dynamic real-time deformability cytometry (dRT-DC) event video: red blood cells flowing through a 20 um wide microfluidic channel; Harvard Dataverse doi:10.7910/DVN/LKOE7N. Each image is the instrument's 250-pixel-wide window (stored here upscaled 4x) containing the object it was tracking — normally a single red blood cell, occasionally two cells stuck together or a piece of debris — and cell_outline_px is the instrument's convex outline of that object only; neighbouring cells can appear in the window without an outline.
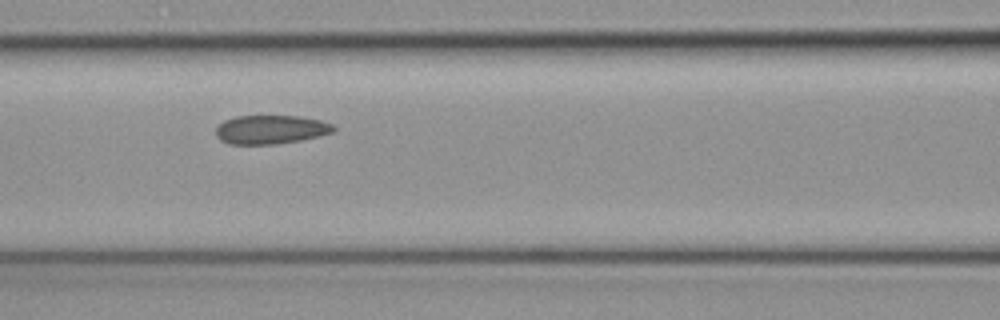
{"species": "common noctule bat (a hibernating species)", "species_latin": "Nyctalus noctula", "temperature_condition": "cold", "stored_images_in_passage": 9, "segment_of_instrument_passage": [1, 2], "camera_frame_rate_fps": 3000, "um_per_image_px": 0.085, "animal": {"sex": "female", "body_mass_g": 19.3, "forearm_length_mm": 54.1}, "frame": {"image": 1, "passage_image": 6, "time_ms": 1.667, "image_size_px": [1000, 320], "cell_outline_px": [[336, 132], [320, 136], [300, 140], [276, 144], [228, 144], [220, 140], [216, 136], [216, 128], [224, 120], [236, 116], [300, 116], [320, 120], [332, 124], [336, 128]], "centroid_in_image_um": [23.03, 11.01], "position_along_channel_um": 143.6, "area_um2": 19.88}}
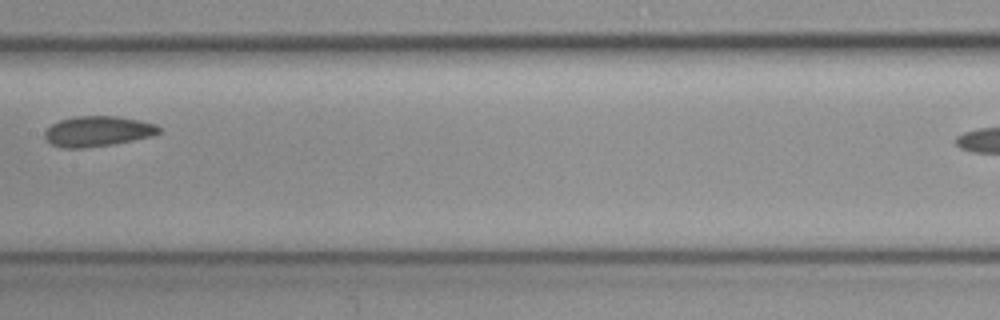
{"frame": {"image": 2, "passage_image": 7, "time_ms": 2.0, "image_size_px": [1000, 320], "cell_outline_px": [[160, 132], [152, 136], [112, 144], [80, 148], [64, 148], [52, 144], [44, 136], [44, 132], [52, 124], [60, 120], [72, 116], [120, 116], [140, 120], [156, 124], [160, 128]], "centroid_in_image_um": [8.31, 11.14], "position_along_channel_um": 199.1, "area_um2": 20.11}}
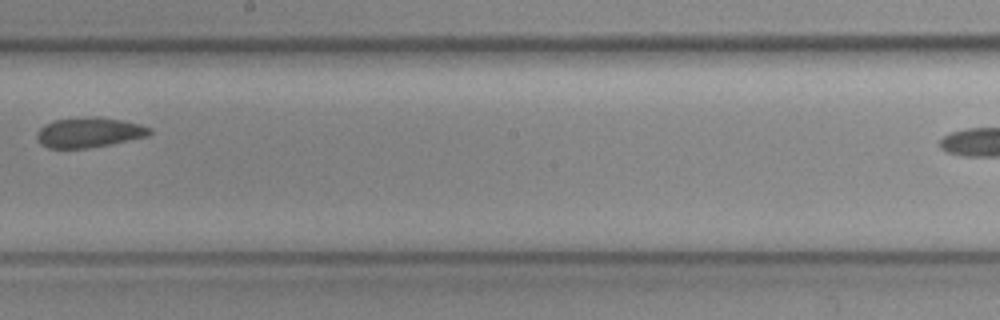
{"frame": {"image": 3, "passage_image": 8, "time_ms": 2.333, "image_size_px": [1000, 320], "cell_outline_px": [[152, 132], [148, 136], [112, 144], [88, 148], [48, 148], [40, 144], [36, 136], [36, 132], [44, 124], [52, 120], [88, 116], [100, 116], [140, 124], [152, 128]], "centroid_in_image_um": [7.56, 11.25], "position_along_channel_um": 240.6, "area_um2": 20.06}}